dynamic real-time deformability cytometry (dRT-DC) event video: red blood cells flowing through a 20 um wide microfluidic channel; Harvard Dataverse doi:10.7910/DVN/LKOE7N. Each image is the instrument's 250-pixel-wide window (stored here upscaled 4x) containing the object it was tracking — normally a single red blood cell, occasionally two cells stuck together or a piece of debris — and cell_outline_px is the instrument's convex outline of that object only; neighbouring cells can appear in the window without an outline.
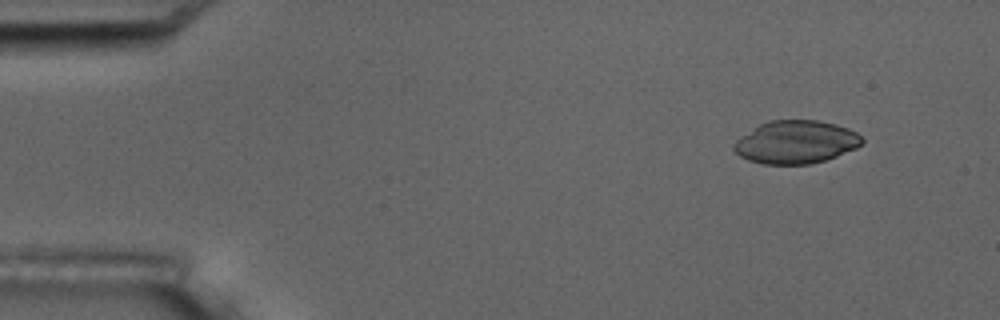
{"species": "common noctule bat (a hibernating species)", "species_latin": "Nyctalus noctula", "temperature_condition": "room temperature", "stored_images_in_passage": 4, "camera_frame_rate_fps": 3000, "um_per_image_px": 0.085, "animal": {"sex": "male", "body_mass_g": 17.5, "forearm_length_mm": 52.3}, "frame": {"image": 1, "passage_image": 2, "time_ms": 1.333, "image_size_px": [1000, 320], "cell_outline_px": [[864, 144], [856, 148], [836, 156], [824, 160], [808, 164], [764, 164], [748, 160], [740, 156], [732, 148], [732, 144], [740, 136], [760, 124], [768, 120], [820, 120], [836, 124], [848, 128], [856, 132], [864, 140]], "centroid_in_image_um": [67.64, 12.07], "position_along_channel_um": 17.4, "area_um2": 32.19}}